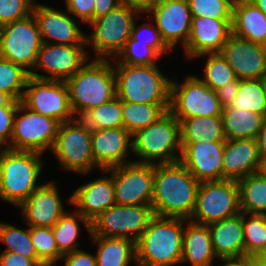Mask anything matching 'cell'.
Returning <instances> with one entry per match:
<instances>
[{
	"label": "cell",
	"mask_w": 266,
	"mask_h": 266,
	"mask_svg": "<svg viewBox=\"0 0 266 266\" xmlns=\"http://www.w3.org/2000/svg\"><path fill=\"white\" fill-rule=\"evenodd\" d=\"M199 185L180 161L154 164L153 214L189 220L195 210Z\"/></svg>",
	"instance_id": "obj_1"
},
{
	"label": "cell",
	"mask_w": 266,
	"mask_h": 266,
	"mask_svg": "<svg viewBox=\"0 0 266 266\" xmlns=\"http://www.w3.org/2000/svg\"><path fill=\"white\" fill-rule=\"evenodd\" d=\"M186 219L153 216L136 242L137 266H173L181 263Z\"/></svg>",
	"instance_id": "obj_2"
},
{
	"label": "cell",
	"mask_w": 266,
	"mask_h": 266,
	"mask_svg": "<svg viewBox=\"0 0 266 266\" xmlns=\"http://www.w3.org/2000/svg\"><path fill=\"white\" fill-rule=\"evenodd\" d=\"M109 59H93L65 82L75 118L116 96V78ZM78 115V116H77Z\"/></svg>",
	"instance_id": "obj_3"
},
{
	"label": "cell",
	"mask_w": 266,
	"mask_h": 266,
	"mask_svg": "<svg viewBox=\"0 0 266 266\" xmlns=\"http://www.w3.org/2000/svg\"><path fill=\"white\" fill-rule=\"evenodd\" d=\"M42 153L0 149V198L18 207L41 184L37 183L43 169Z\"/></svg>",
	"instance_id": "obj_4"
},
{
	"label": "cell",
	"mask_w": 266,
	"mask_h": 266,
	"mask_svg": "<svg viewBox=\"0 0 266 266\" xmlns=\"http://www.w3.org/2000/svg\"><path fill=\"white\" fill-rule=\"evenodd\" d=\"M156 65L115 64L116 96L121 101L146 104H170L172 78Z\"/></svg>",
	"instance_id": "obj_5"
},
{
	"label": "cell",
	"mask_w": 266,
	"mask_h": 266,
	"mask_svg": "<svg viewBox=\"0 0 266 266\" xmlns=\"http://www.w3.org/2000/svg\"><path fill=\"white\" fill-rule=\"evenodd\" d=\"M130 152L139 157V160L133 161L137 163L178 162L182 152L180 121L168 111L158 121L132 135Z\"/></svg>",
	"instance_id": "obj_6"
},
{
	"label": "cell",
	"mask_w": 266,
	"mask_h": 266,
	"mask_svg": "<svg viewBox=\"0 0 266 266\" xmlns=\"http://www.w3.org/2000/svg\"><path fill=\"white\" fill-rule=\"evenodd\" d=\"M141 13L137 7L124 0L106 15L92 20L88 25L93 32L86 35V45L93 47L94 59L107 60L111 55L115 59L131 36L134 15Z\"/></svg>",
	"instance_id": "obj_7"
},
{
	"label": "cell",
	"mask_w": 266,
	"mask_h": 266,
	"mask_svg": "<svg viewBox=\"0 0 266 266\" xmlns=\"http://www.w3.org/2000/svg\"><path fill=\"white\" fill-rule=\"evenodd\" d=\"M51 152L65 171L88 174L97 167L92 157L91 129L81 118L59 125Z\"/></svg>",
	"instance_id": "obj_8"
},
{
	"label": "cell",
	"mask_w": 266,
	"mask_h": 266,
	"mask_svg": "<svg viewBox=\"0 0 266 266\" xmlns=\"http://www.w3.org/2000/svg\"><path fill=\"white\" fill-rule=\"evenodd\" d=\"M182 83L173 79L170 85L169 111L181 121L194 116H218L222 107L216 91L208 87L200 77L187 76Z\"/></svg>",
	"instance_id": "obj_9"
},
{
	"label": "cell",
	"mask_w": 266,
	"mask_h": 266,
	"mask_svg": "<svg viewBox=\"0 0 266 266\" xmlns=\"http://www.w3.org/2000/svg\"><path fill=\"white\" fill-rule=\"evenodd\" d=\"M42 40L33 13L0 27V57L33 70Z\"/></svg>",
	"instance_id": "obj_10"
},
{
	"label": "cell",
	"mask_w": 266,
	"mask_h": 266,
	"mask_svg": "<svg viewBox=\"0 0 266 266\" xmlns=\"http://www.w3.org/2000/svg\"><path fill=\"white\" fill-rule=\"evenodd\" d=\"M59 125L57 120L34 112L19 102L10 144L7 148L42 154L45 150L51 151Z\"/></svg>",
	"instance_id": "obj_11"
},
{
	"label": "cell",
	"mask_w": 266,
	"mask_h": 266,
	"mask_svg": "<svg viewBox=\"0 0 266 266\" xmlns=\"http://www.w3.org/2000/svg\"><path fill=\"white\" fill-rule=\"evenodd\" d=\"M239 212L241 211L237 181H205L200 182L195 210L190 220L208 225Z\"/></svg>",
	"instance_id": "obj_12"
},
{
	"label": "cell",
	"mask_w": 266,
	"mask_h": 266,
	"mask_svg": "<svg viewBox=\"0 0 266 266\" xmlns=\"http://www.w3.org/2000/svg\"><path fill=\"white\" fill-rule=\"evenodd\" d=\"M153 216L151 205L114 204L91 222L90 236L128 238L136 243Z\"/></svg>",
	"instance_id": "obj_13"
},
{
	"label": "cell",
	"mask_w": 266,
	"mask_h": 266,
	"mask_svg": "<svg viewBox=\"0 0 266 266\" xmlns=\"http://www.w3.org/2000/svg\"><path fill=\"white\" fill-rule=\"evenodd\" d=\"M30 110L51 117L60 124L75 118L65 81L29 77L20 101Z\"/></svg>",
	"instance_id": "obj_14"
},
{
	"label": "cell",
	"mask_w": 266,
	"mask_h": 266,
	"mask_svg": "<svg viewBox=\"0 0 266 266\" xmlns=\"http://www.w3.org/2000/svg\"><path fill=\"white\" fill-rule=\"evenodd\" d=\"M101 172L112 173L116 204L151 205L154 164L131 162Z\"/></svg>",
	"instance_id": "obj_15"
},
{
	"label": "cell",
	"mask_w": 266,
	"mask_h": 266,
	"mask_svg": "<svg viewBox=\"0 0 266 266\" xmlns=\"http://www.w3.org/2000/svg\"><path fill=\"white\" fill-rule=\"evenodd\" d=\"M85 45H62L42 42L34 69L45 71L47 75L31 71V77L41 80L66 81L80 70L90 57Z\"/></svg>",
	"instance_id": "obj_16"
},
{
	"label": "cell",
	"mask_w": 266,
	"mask_h": 266,
	"mask_svg": "<svg viewBox=\"0 0 266 266\" xmlns=\"http://www.w3.org/2000/svg\"><path fill=\"white\" fill-rule=\"evenodd\" d=\"M219 53L239 80L262 79L266 75V46L231 33Z\"/></svg>",
	"instance_id": "obj_17"
},
{
	"label": "cell",
	"mask_w": 266,
	"mask_h": 266,
	"mask_svg": "<svg viewBox=\"0 0 266 266\" xmlns=\"http://www.w3.org/2000/svg\"><path fill=\"white\" fill-rule=\"evenodd\" d=\"M32 13L38 23L42 42L86 45V34L81 31L68 11L66 13L45 4L34 3Z\"/></svg>",
	"instance_id": "obj_18"
},
{
	"label": "cell",
	"mask_w": 266,
	"mask_h": 266,
	"mask_svg": "<svg viewBox=\"0 0 266 266\" xmlns=\"http://www.w3.org/2000/svg\"><path fill=\"white\" fill-rule=\"evenodd\" d=\"M145 13L153 15L162 40L172 50L181 42L186 46L191 31L192 17L187 0H166Z\"/></svg>",
	"instance_id": "obj_19"
},
{
	"label": "cell",
	"mask_w": 266,
	"mask_h": 266,
	"mask_svg": "<svg viewBox=\"0 0 266 266\" xmlns=\"http://www.w3.org/2000/svg\"><path fill=\"white\" fill-rule=\"evenodd\" d=\"M180 162L198 182L223 180L225 141L181 143Z\"/></svg>",
	"instance_id": "obj_20"
},
{
	"label": "cell",
	"mask_w": 266,
	"mask_h": 266,
	"mask_svg": "<svg viewBox=\"0 0 266 266\" xmlns=\"http://www.w3.org/2000/svg\"><path fill=\"white\" fill-rule=\"evenodd\" d=\"M54 181L41 184L18 207L29 227H53L67 211Z\"/></svg>",
	"instance_id": "obj_21"
},
{
	"label": "cell",
	"mask_w": 266,
	"mask_h": 266,
	"mask_svg": "<svg viewBox=\"0 0 266 266\" xmlns=\"http://www.w3.org/2000/svg\"><path fill=\"white\" fill-rule=\"evenodd\" d=\"M232 19L192 17L191 31L183 48L187 58L205 53H219L232 33Z\"/></svg>",
	"instance_id": "obj_22"
},
{
	"label": "cell",
	"mask_w": 266,
	"mask_h": 266,
	"mask_svg": "<svg viewBox=\"0 0 266 266\" xmlns=\"http://www.w3.org/2000/svg\"><path fill=\"white\" fill-rule=\"evenodd\" d=\"M92 157L98 169L131 163L125 158L132 151V135L123 127L91 130Z\"/></svg>",
	"instance_id": "obj_23"
},
{
	"label": "cell",
	"mask_w": 266,
	"mask_h": 266,
	"mask_svg": "<svg viewBox=\"0 0 266 266\" xmlns=\"http://www.w3.org/2000/svg\"><path fill=\"white\" fill-rule=\"evenodd\" d=\"M68 199V203L75 206L76 211L91 223L116 204L112 174L79 186Z\"/></svg>",
	"instance_id": "obj_24"
},
{
	"label": "cell",
	"mask_w": 266,
	"mask_h": 266,
	"mask_svg": "<svg viewBox=\"0 0 266 266\" xmlns=\"http://www.w3.org/2000/svg\"><path fill=\"white\" fill-rule=\"evenodd\" d=\"M260 156L256 139L226 140L222 158L223 180L238 181L257 173Z\"/></svg>",
	"instance_id": "obj_25"
},
{
	"label": "cell",
	"mask_w": 266,
	"mask_h": 266,
	"mask_svg": "<svg viewBox=\"0 0 266 266\" xmlns=\"http://www.w3.org/2000/svg\"><path fill=\"white\" fill-rule=\"evenodd\" d=\"M207 226L218 259L244 256L243 212Z\"/></svg>",
	"instance_id": "obj_26"
},
{
	"label": "cell",
	"mask_w": 266,
	"mask_h": 266,
	"mask_svg": "<svg viewBox=\"0 0 266 266\" xmlns=\"http://www.w3.org/2000/svg\"><path fill=\"white\" fill-rule=\"evenodd\" d=\"M231 26L234 35L266 46V15L252 1H234Z\"/></svg>",
	"instance_id": "obj_27"
},
{
	"label": "cell",
	"mask_w": 266,
	"mask_h": 266,
	"mask_svg": "<svg viewBox=\"0 0 266 266\" xmlns=\"http://www.w3.org/2000/svg\"><path fill=\"white\" fill-rule=\"evenodd\" d=\"M217 260L211 242L209 228L205 224L186 220L183 232L182 260L192 266H213Z\"/></svg>",
	"instance_id": "obj_28"
},
{
	"label": "cell",
	"mask_w": 266,
	"mask_h": 266,
	"mask_svg": "<svg viewBox=\"0 0 266 266\" xmlns=\"http://www.w3.org/2000/svg\"><path fill=\"white\" fill-rule=\"evenodd\" d=\"M97 245V266H129L136 263V243L128 238L90 236Z\"/></svg>",
	"instance_id": "obj_29"
},
{
	"label": "cell",
	"mask_w": 266,
	"mask_h": 266,
	"mask_svg": "<svg viewBox=\"0 0 266 266\" xmlns=\"http://www.w3.org/2000/svg\"><path fill=\"white\" fill-rule=\"evenodd\" d=\"M221 117L226 140L256 139L262 127L264 115L226 107L222 109Z\"/></svg>",
	"instance_id": "obj_30"
},
{
	"label": "cell",
	"mask_w": 266,
	"mask_h": 266,
	"mask_svg": "<svg viewBox=\"0 0 266 266\" xmlns=\"http://www.w3.org/2000/svg\"><path fill=\"white\" fill-rule=\"evenodd\" d=\"M180 133L181 143L226 141L221 115L184 118Z\"/></svg>",
	"instance_id": "obj_31"
},
{
	"label": "cell",
	"mask_w": 266,
	"mask_h": 266,
	"mask_svg": "<svg viewBox=\"0 0 266 266\" xmlns=\"http://www.w3.org/2000/svg\"><path fill=\"white\" fill-rule=\"evenodd\" d=\"M237 184L240 211L266 215V176L257 172L238 180Z\"/></svg>",
	"instance_id": "obj_32"
},
{
	"label": "cell",
	"mask_w": 266,
	"mask_h": 266,
	"mask_svg": "<svg viewBox=\"0 0 266 266\" xmlns=\"http://www.w3.org/2000/svg\"><path fill=\"white\" fill-rule=\"evenodd\" d=\"M169 111V104H146L122 101L123 128L131 135L158 121Z\"/></svg>",
	"instance_id": "obj_33"
},
{
	"label": "cell",
	"mask_w": 266,
	"mask_h": 266,
	"mask_svg": "<svg viewBox=\"0 0 266 266\" xmlns=\"http://www.w3.org/2000/svg\"><path fill=\"white\" fill-rule=\"evenodd\" d=\"M83 223L88 233L91 234V223L77 211L65 212L53 225L52 230L59 252L62 255L78 249L77 243L80 234L79 223Z\"/></svg>",
	"instance_id": "obj_34"
},
{
	"label": "cell",
	"mask_w": 266,
	"mask_h": 266,
	"mask_svg": "<svg viewBox=\"0 0 266 266\" xmlns=\"http://www.w3.org/2000/svg\"><path fill=\"white\" fill-rule=\"evenodd\" d=\"M266 115V94L262 79L240 80L236 99L229 106Z\"/></svg>",
	"instance_id": "obj_35"
},
{
	"label": "cell",
	"mask_w": 266,
	"mask_h": 266,
	"mask_svg": "<svg viewBox=\"0 0 266 266\" xmlns=\"http://www.w3.org/2000/svg\"><path fill=\"white\" fill-rule=\"evenodd\" d=\"M81 119L91 130L123 127L122 101L115 96L110 101L89 110Z\"/></svg>",
	"instance_id": "obj_36"
},
{
	"label": "cell",
	"mask_w": 266,
	"mask_h": 266,
	"mask_svg": "<svg viewBox=\"0 0 266 266\" xmlns=\"http://www.w3.org/2000/svg\"><path fill=\"white\" fill-rule=\"evenodd\" d=\"M243 213L244 256L255 257L266 250V215Z\"/></svg>",
	"instance_id": "obj_37"
},
{
	"label": "cell",
	"mask_w": 266,
	"mask_h": 266,
	"mask_svg": "<svg viewBox=\"0 0 266 266\" xmlns=\"http://www.w3.org/2000/svg\"><path fill=\"white\" fill-rule=\"evenodd\" d=\"M207 57L203 70L204 78H200L208 87L216 91L218 88L236 79L233 68L220 53H205L196 56Z\"/></svg>",
	"instance_id": "obj_38"
},
{
	"label": "cell",
	"mask_w": 266,
	"mask_h": 266,
	"mask_svg": "<svg viewBox=\"0 0 266 266\" xmlns=\"http://www.w3.org/2000/svg\"><path fill=\"white\" fill-rule=\"evenodd\" d=\"M0 241L7 245L3 251L18 253L30 259H38L28 227L26 230H22L2 222L0 223Z\"/></svg>",
	"instance_id": "obj_39"
},
{
	"label": "cell",
	"mask_w": 266,
	"mask_h": 266,
	"mask_svg": "<svg viewBox=\"0 0 266 266\" xmlns=\"http://www.w3.org/2000/svg\"><path fill=\"white\" fill-rule=\"evenodd\" d=\"M30 74L22 66L0 57V91L21 101Z\"/></svg>",
	"instance_id": "obj_40"
},
{
	"label": "cell",
	"mask_w": 266,
	"mask_h": 266,
	"mask_svg": "<svg viewBox=\"0 0 266 266\" xmlns=\"http://www.w3.org/2000/svg\"><path fill=\"white\" fill-rule=\"evenodd\" d=\"M29 231L37 257L43 264H54L62 258L52 227H29Z\"/></svg>",
	"instance_id": "obj_41"
},
{
	"label": "cell",
	"mask_w": 266,
	"mask_h": 266,
	"mask_svg": "<svg viewBox=\"0 0 266 266\" xmlns=\"http://www.w3.org/2000/svg\"><path fill=\"white\" fill-rule=\"evenodd\" d=\"M161 56L150 46L131 36L115 58V64L156 65Z\"/></svg>",
	"instance_id": "obj_42"
},
{
	"label": "cell",
	"mask_w": 266,
	"mask_h": 266,
	"mask_svg": "<svg viewBox=\"0 0 266 266\" xmlns=\"http://www.w3.org/2000/svg\"><path fill=\"white\" fill-rule=\"evenodd\" d=\"M191 17L232 19L235 0H187Z\"/></svg>",
	"instance_id": "obj_43"
},
{
	"label": "cell",
	"mask_w": 266,
	"mask_h": 266,
	"mask_svg": "<svg viewBox=\"0 0 266 266\" xmlns=\"http://www.w3.org/2000/svg\"><path fill=\"white\" fill-rule=\"evenodd\" d=\"M133 23L131 37L153 48L160 56L171 49L162 40L160 32L153 22H144L138 28Z\"/></svg>",
	"instance_id": "obj_44"
},
{
	"label": "cell",
	"mask_w": 266,
	"mask_h": 266,
	"mask_svg": "<svg viewBox=\"0 0 266 266\" xmlns=\"http://www.w3.org/2000/svg\"><path fill=\"white\" fill-rule=\"evenodd\" d=\"M33 0H0V27L32 14Z\"/></svg>",
	"instance_id": "obj_45"
},
{
	"label": "cell",
	"mask_w": 266,
	"mask_h": 266,
	"mask_svg": "<svg viewBox=\"0 0 266 266\" xmlns=\"http://www.w3.org/2000/svg\"><path fill=\"white\" fill-rule=\"evenodd\" d=\"M66 10L77 17L82 24H89L93 20L95 0H65Z\"/></svg>",
	"instance_id": "obj_46"
},
{
	"label": "cell",
	"mask_w": 266,
	"mask_h": 266,
	"mask_svg": "<svg viewBox=\"0 0 266 266\" xmlns=\"http://www.w3.org/2000/svg\"><path fill=\"white\" fill-rule=\"evenodd\" d=\"M16 109L0 108V148L1 146L6 148L10 144Z\"/></svg>",
	"instance_id": "obj_47"
},
{
	"label": "cell",
	"mask_w": 266,
	"mask_h": 266,
	"mask_svg": "<svg viewBox=\"0 0 266 266\" xmlns=\"http://www.w3.org/2000/svg\"><path fill=\"white\" fill-rule=\"evenodd\" d=\"M64 266H97L96 256L83 249H77L71 253L62 256Z\"/></svg>",
	"instance_id": "obj_48"
},
{
	"label": "cell",
	"mask_w": 266,
	"mask_h": 266,
	"mask_svg": "<svg viewBox=\"0 0 266 266\" xmlns=\"http://www.w3.org/2000/svg\"><path fill=\"white\" fill-rule=\"evenodd\" d=\"M39 259H30L18 253L3 251L0 253V266H42Z\"/></svg>",
	"instance_id": "obj_49"
},
{
	"label": "cell",
	"mask_w": 266,
	"mask_h": 266,
	"mask_svg": "<svg viewBox=\"0 0 266 266\" xmlns=\"http://www.w3.org/2000/svg\"><path fill=\"white\" fill-rule=\"evenodd\" d=\"M239 81L240 80L236 78L234 81H231L216 90L222 108L229 107L236 99L239 89Z\"/></svg>",
	"instance_id": "obj_50"
},
{
	"label": "cell",
	"mask_w": 266,
	"mask_h": 266,
	"mask_svg": "<svg viewBox=\"0 0 266 266\" xmlns=\"http://www.w3.org/2000/svg\"><path fill=\"white\" fill-rule=\"evenodd\" d=\"M124 0H95L93 20L106 15L109 11L116 8Z\"/></svg>",
	"instance_id": "obj_51"
},
{
	"label": "cell",
	"mask_w": 266,
	"mask_h": 266,
	"mask_svg": "<svg viewBox=\"0 0 266 266\" xmlns=\"http://www.w3.org/2000/svg\"><path fill=\"white\" fill-rule=\"evenodd\" d=\"M219 260L224 262L223 266H255L256 265L254 257H248V256L220 258Z\"/></svg>",
	"instance_id": "obj_52"
},
{
	"label": "cell",
	"mask_w": 266,
	"mask_h": 266,
	"mask_svg": "<svg viewBox=\"0 0 266 266\" xmlns=\"http://www.w3.org/2000/svg\"><path fill=\"white\" fill-rule=\"evenodd\" d=\"M258 154L260 158L266 155V115L263 118L262 127L256 137Z\"/></svg>",
	"instance_id": "obj_53"
},
{
	"label": "cell",
	"mask_w": 266,
	"mask_h": 266,
	"mask_svg": "<svg viewBox=\"0 0 266 266\" xmlns=\"http://www.w3.org/2000/svg\"><path fill=\"white\" fill-rule=\"evenodd\" d=\"M135 7H137L142 14L149 10L151 7L164 3L166 0H127Z\"/></svg>",
	"instance_id": "obj_54"
},
{
	"label": "cell",
	"mask_w": 266,
	"mask_h": 266,
	"mask_svg": "<svg viewBox=\"0 0 266 266\" xmlns=\"http://www.w3.org/2000/svg\"><path fill=\"white\" fill-rule=\"evenodd\" d=\"M20 101L15 100L10 94L0 91V108H17Z\"/></svg>",
	"instance_id": "obj_55"
},
{
	"label": "cell",
	"mask_w": 266,
	"mask_h": 266,
	"mask_svg": "<svg viewBox=\"0 0 266 266\" xmlns=\"http://www.w3.org/2000/svg\"><path fill=\"white\" fill-rule=\"evenodd\" d=\"M254 259L257 266H266V250L257 254Z\"/></svg>",
	"instance_id": "obj_56"
},
{
	"label": "cell",
	"mask_w": 266,
	"mask_h": 266,
	"mask_svg": "<svg viewBox=\"0 0 266 266\" xmlns=\"http://www.w3.org/2000/svg\"><path fill=\"white\" fill-rule=\"evenodd\" d=\"M258 172L261 175L266 176V155L260 158V166Z\"/></svg>",
	"instance_id": "obj_57"
},
{
	"label": "cell",
	"mask_w": 266,
	"mask_h": 266,
	"mask_svg": "<svg viewBox=\"0 0 266 266\" xmlns=\"http://www.w3.org/2000/svg\"><path fill=\"white\" fill-rule=\"evenodd\" d=\"M266 15V0H250Z\"/></svg>",
	"instance_id": "obj_58"
},
{
	"label": "cell",
	"mask_w": 266,
	"mask_h": 266,
	"mask_svg": "<svg viewBox=\"0 0 266 266\" xmlns=\"http://www.w3.org/2000/svg\"><path fill=\"white\" fill-rule=\"evenodd\" d=\"M266 94V75L262 78Z\"/></svg>",
	"instance_id": "obj_59"
}]
</instances>
